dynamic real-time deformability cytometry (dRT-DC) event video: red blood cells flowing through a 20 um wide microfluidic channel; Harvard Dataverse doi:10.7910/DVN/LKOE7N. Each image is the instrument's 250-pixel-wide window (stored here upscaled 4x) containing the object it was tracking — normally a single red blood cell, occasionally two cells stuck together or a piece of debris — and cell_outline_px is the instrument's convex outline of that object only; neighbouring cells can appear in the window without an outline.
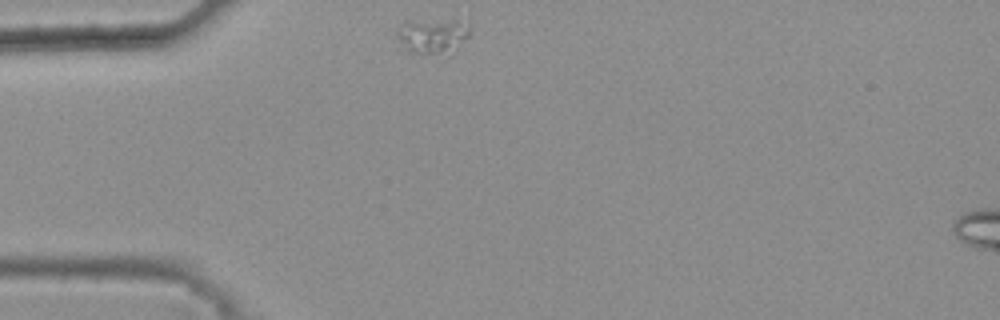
{"species": "common noctule bat (a hibernating species)", "species_latin": "Nyctalus noctula", "temperature_condition": "warm", "stored_images_in_passage": 40, "camera_frame_rate_fps": 3000, "um_per_image_px": 0.085, "animal": {"sex": "female", "body_mass_g": 25.1}, "frame": {"image": 1, "passage_image": 1, "time_ms": 0.0, "image_size_px": [1000, 320], "cell_outline_px": [[468, 36], [452, 56], [448, 60], [408, 52], [396, 36], [396, 32], [400, 24], [404, 20], [456, 20], [468, 28]], "centroid_in_image_um": [36.74, 3.16], "position_along_channel_um": 48.3, "area_um2": 15.95}}
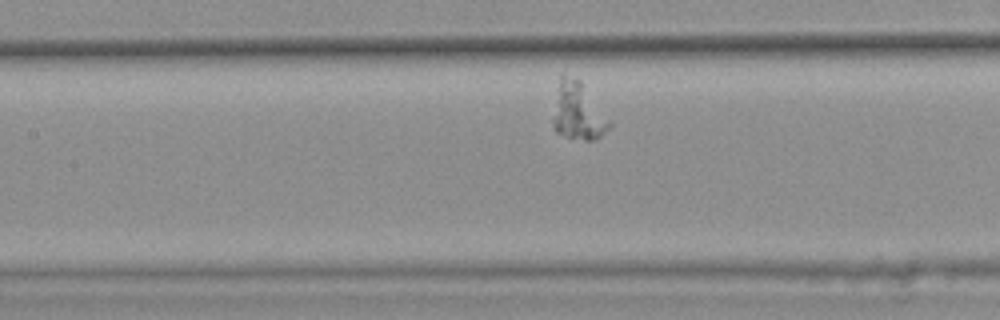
{"frame": {"image": 2, "passage_image": 12, "time_ms": 3.667, "image_size_px": [1000, 320], "cell_outline_px": [[612, 124], [600, 136], [592, 140], [584, 140], [564, 136], [556, 132], [552, 124], [552, 120], [560, 76], [564, 72], [580, 80], [612, 120]], "centroid_in_image_um": [49.14, 9.45], "position_along_channel_um": 158.3, "area_um2": 19.02}}
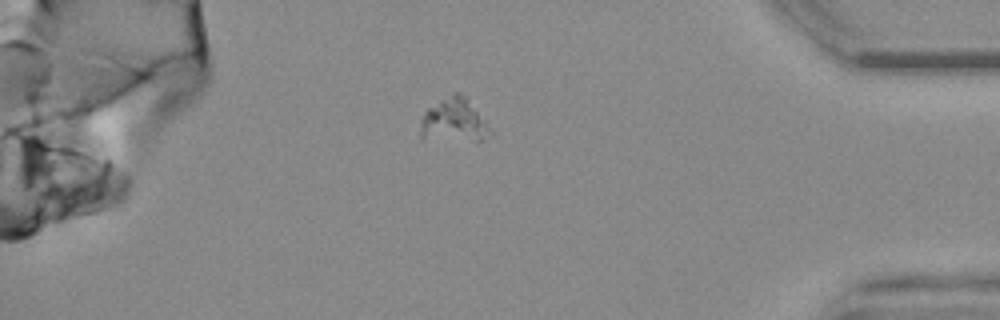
{"frame": {"image": 3, "passage_image": 35, "time_ms": 11.333, "image_size_px": [1000, 320], "cell_outline_px": [[492, 132], [480, 140], [420, 140], [420, 120], [424, 112], [428, 108], [440, 100], [456, 92], [464, 96], [484, 120]], "centroid_in_image_um": [38.49, 10.28], "position_along_channel_um": 396.7, "area_um2": 17.51}}